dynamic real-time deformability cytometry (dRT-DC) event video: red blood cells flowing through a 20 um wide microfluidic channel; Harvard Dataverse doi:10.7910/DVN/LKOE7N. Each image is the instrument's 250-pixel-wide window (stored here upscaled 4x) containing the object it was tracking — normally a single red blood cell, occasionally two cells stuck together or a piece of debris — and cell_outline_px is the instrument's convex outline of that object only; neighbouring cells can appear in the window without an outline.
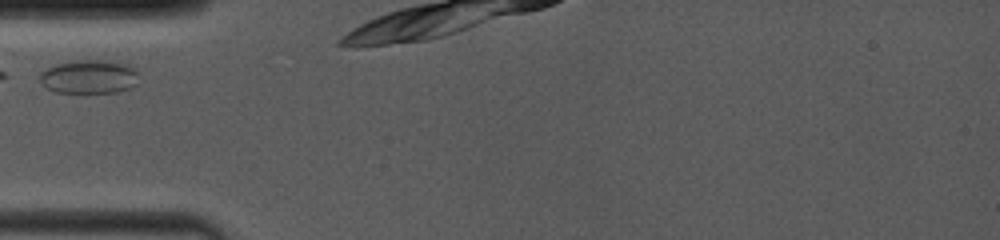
{"species": "common noctule bat (a hibernating species)", "species_latin": "Nyctalus noctula", "temperature_condition": "room temperature", "stored_images_in_passage": 18, "camera_frame_rate_fps": 4000, "um_per_image_px": 0.085, "animal": {"sex": "female", "body_mass_g": 19.0, "forearm_length_mm": 53.3}, "frame": {"image": 1, "passage_image": 1, "time_ms": 0.0, "image_size_px": [1000, 240], "cell_outline_px": [[140, 72], [136, 84], [120, 92], [56, 92], [48, 88], [40, 80], [40, 72], [44, 68], [52, 64], [76, 60], [116, 60], [128, 64], [136, 68]], "centroid_in_image_um": [7.62, 6.49], "position_along_channel_um": 77.4, "area_um2": 19.88}}